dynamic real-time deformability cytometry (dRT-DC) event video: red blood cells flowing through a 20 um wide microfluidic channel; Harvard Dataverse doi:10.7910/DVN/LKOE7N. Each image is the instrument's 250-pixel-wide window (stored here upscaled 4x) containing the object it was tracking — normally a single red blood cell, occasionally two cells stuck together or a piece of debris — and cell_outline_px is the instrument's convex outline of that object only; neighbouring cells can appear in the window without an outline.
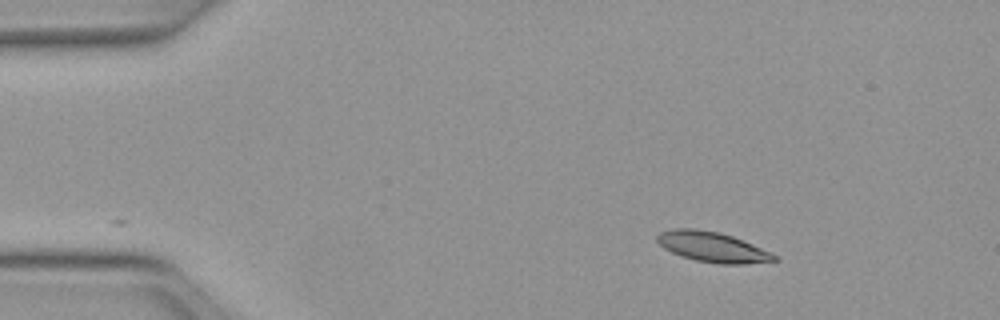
{"species": "Egyptian fruit bat (a non-hibernating species)", "species_latin": "Rousettus aegyptiacus", "temperature_condition": "warm", "stored_images_in_passage": 36, "camera_frame_rate_fps": 3000, "um_per_image_px": 0.085, "animal": {"sex": "female"}, "frame": {"image": 1, "passage_image": 1, "time_ms": 0.0, "image_size_px": [1000, 320], "cell_outline_px": [[780, 260], [744, 264], [716, 264], [696, 260], [680, 256], [664, 248], [656, 240], [656, 236], [660, 232], [672, 228], [696, 228], [720, 232], [732, 236], [772, 252], [780, 256]], "centroid_in_image_um": [60.58, 20.99], "position_along_channel_um": 24.4, "area_um2": 20.87}}
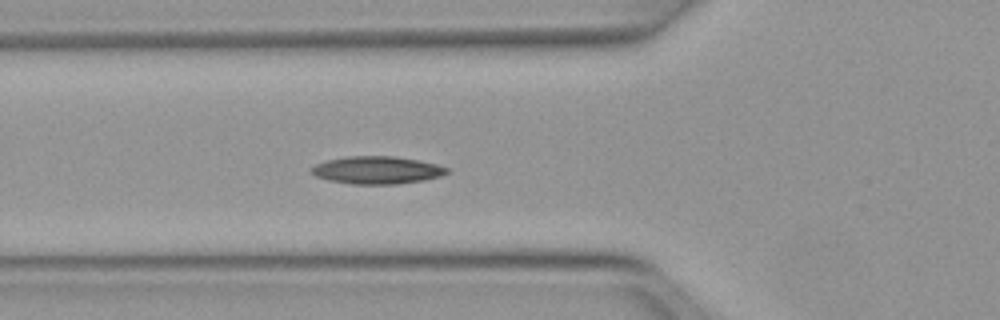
{"frame": {"image": 2, "passage_image": 12, "time_ms": 3.667, "image_size_px": [1000, 320], "cell_outline_px": [[448, 172], [440, 176], [424, 180], [396, 184], [352, 184], [328, 180], [316, 176], [308, 172], [316, 164], [328, 160], [348, 156], [396, 156], [420, 160], [436, 164], [448, 168]], "centroid_in_image_um": [32.04, 14.46], "position_along_channel_um": 93.8, "area_um2": 21.79}}
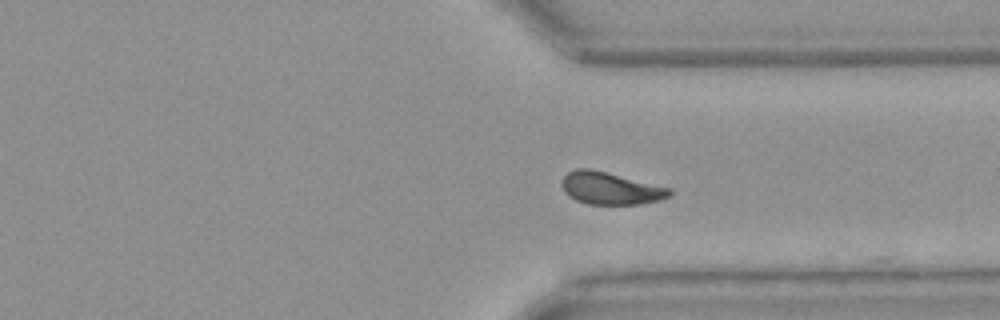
{"frame": {"image": 3, "passage_image": 32, "time_ms": 10.333, "image_size_px": [1000, 320], "cell_outline_px": [[672, 192], [668, 196], [660, 200], [640, 204], [588, 204], [576, 200], [568, 196], [564, 192], [560, 184], [560, 180], [568, 172], [576, 168], [588, 168], [672, 188]], "centroid_in_image_um": [51.85, 16.01], "position_along_channel_um": 359.6, "area_um2": 20.29}, "authors_computed_cell_mechanics": {"area_um2": 20.519, "velocity_mm_per_s": 3.9911, "shape_relaxation_time_tau1_ms": 11.0506, "shape_relaxation_time_tau2_ms": 2.2965, "deformation_change_tau1": 0.2335, "deformation_change_tau2": 0.078}}